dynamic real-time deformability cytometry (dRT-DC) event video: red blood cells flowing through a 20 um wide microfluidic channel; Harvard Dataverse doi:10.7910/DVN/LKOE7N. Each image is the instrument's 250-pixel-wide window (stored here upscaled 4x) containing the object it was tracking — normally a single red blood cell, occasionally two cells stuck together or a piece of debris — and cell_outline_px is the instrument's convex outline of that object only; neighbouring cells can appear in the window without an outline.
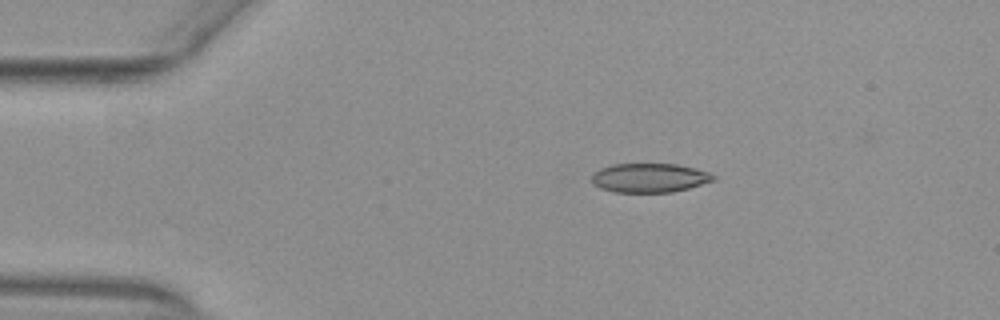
{"species": "common noctule bat (a hibernating species)", "species_latin": "Nyctalus noctula", "temperature_condition": "warm", "stored_images_in_passage": 44, "camera_frame_rate_fps": 3000, "um_per_image_px": 0.085, "animal": {"sex": "female", "body_mass_g": 29.2, "forearm_length_mm": 56.3}, "frame": {"image": 1, "passage_image": 1, "time_ms": 0.0, "image_size_px": [1000, 320], "cell_outline_px": [[716, 180], [688, 188], [672, 192], [612, 192], [600, 188], [592, 184], [592, 172], [600, 168], [612, 164], [676, 164], [696, 168], [708, 172], [716, 176]], "centroid_in_image_um": [55.18, 15.11], "position_along_channel_um": 29.8, "area_um2": 20.81}}
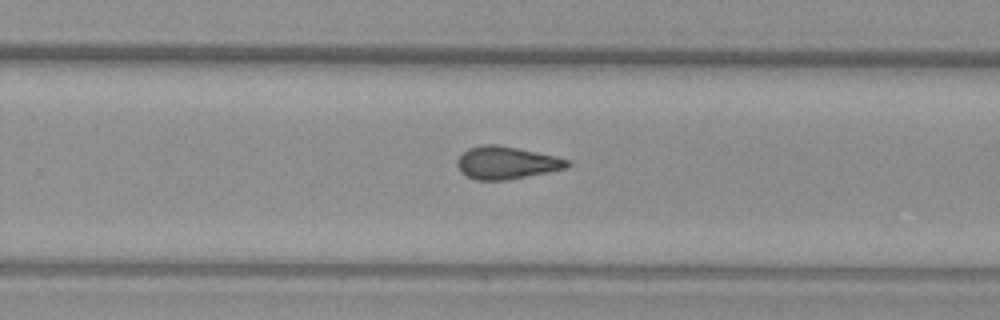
{"frame": {"image": 2, "passage_image": 25, "time_ms": 8.0, "image_size_px": [1000, 320], "cell_outline_px": [[572, 164], [564, 168], [504, 180], [476, 180], [460, 172], [456, 164], [456, 160], [468, 148], [484, 144], [496, 144], [556, 156], [568, 160]], "centroid_in_image_um": [42.99, 13.82], "position_along_channel_um": 286.8, "area_um2": 20.52}}
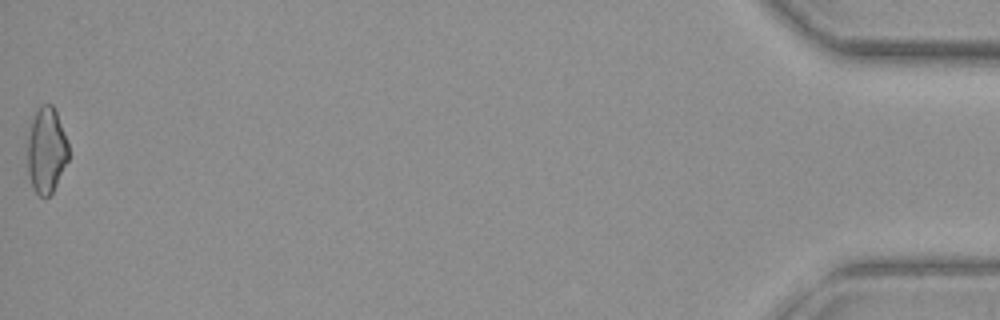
{"frame": {"image": 3, "passage_image": 44, "time_ms": 14.333, "image_size_px": [1000, 320], "cell_outline_px": [[68, 160], [52, 192], [48, 196], [40, 196], [32, 188], [28, 172], [28, 140], [32, 120], [40, 104], [52, 104], [56, 112], [68, 144]], "centroid_in_image_um": [3.94, 12.78], "position_along_channel_um": 431.3, "area_um2": 20.11}, "authors_computed_cell_mechanics": {"area_um2": 20.808, "velocity_mm_per_s": 3.9276, "shape_relaxation_time_tau1_ms": null, "shape_relaxation_time_tau2_ms": 3.0174, "deformation_change_tau1": null, "deformation_change_tau2": 0.1071}}